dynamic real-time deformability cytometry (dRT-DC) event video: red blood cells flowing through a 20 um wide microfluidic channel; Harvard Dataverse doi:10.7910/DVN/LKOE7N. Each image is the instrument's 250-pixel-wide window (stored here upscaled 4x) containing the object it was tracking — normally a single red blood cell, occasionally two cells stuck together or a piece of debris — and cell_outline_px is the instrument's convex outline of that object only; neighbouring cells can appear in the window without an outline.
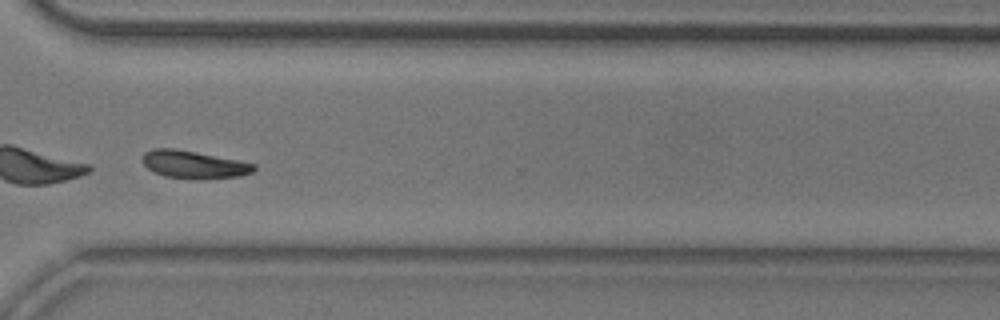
{"species": "common noctule bat (a hibernating species)", "species_latin": "Nyctalus noctula", "temperature_condition": "room temperature", "stored_images_in_passage": 33, "camera_frame_rate_fps": 3000, "um_per_image_px": 0.085, "animal": {"sex": "male", "body_mass_g": 20.5, "forearm_length_mm": 52.5}, "frame": {"image": 1, "passage_image": 28, "time_ms": 9.0, "image_size_px": [1000, 320], "cell_outline_px": [[256, 168], [252, 172], [240, 176], [204, 180], [164, 176], [152, 172], [140, 160], [140, 156], [144, 152], [152, 148], [172, 148], [236, 160], [256, 164]], "centroid_in_image_um": [16.41, 14.0], "position_along_channel_um": 354.2, "area_um2": 18.09}, "authors_computed_cell_mechanics": {"area_um2": 18.3226, "velocity_mm_per_s": 3.8247, "shape_relaxation_time_tau1_ms": 4.2149, "shape_relaxation_time_tau2_ms": null, "deformation_change_tau1": 0.1227, "deformation_change_tau2": null}}